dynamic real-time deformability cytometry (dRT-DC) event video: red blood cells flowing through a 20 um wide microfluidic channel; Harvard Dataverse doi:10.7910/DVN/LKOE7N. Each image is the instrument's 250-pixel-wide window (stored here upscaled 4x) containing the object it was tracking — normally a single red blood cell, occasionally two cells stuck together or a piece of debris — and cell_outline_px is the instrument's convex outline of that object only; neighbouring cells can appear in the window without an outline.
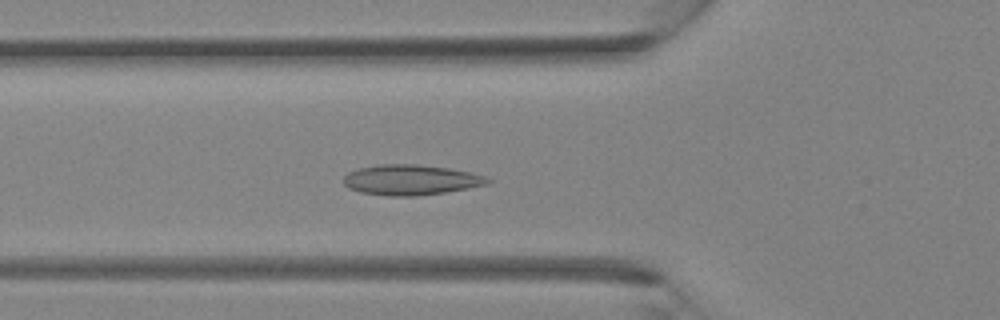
{"species": "Egyptian fruit bat (a non-hibernating species)", "species_latin": "Rousettus aegyptiacus", "temperature_condition": "room temperature", "stored_images_in_passage": 37, "camera_frame_rate_fps": 3000, "um_per_image_px": 0.085, "animal": {"sex": "female"}, "frame": {"image": 1, "passage_image": 13, "time_ms": 4.0, "image_size_px": [1000, 320], "cell_outline_px": [[492, 180], [488, 184], [468, 188], [444, 192], [416, 196], [388, 196], [360, 192], [348, 188], [344, 184], [344, 176], [348, 172], [360, 168], [380, 164], [416, 164], [448, 168], [472, 172], [484, 176]], "centroid_in_image_um": [34.91, 15.29], "position_along_channel_um": 90.9, "area_um2": 25.43}}
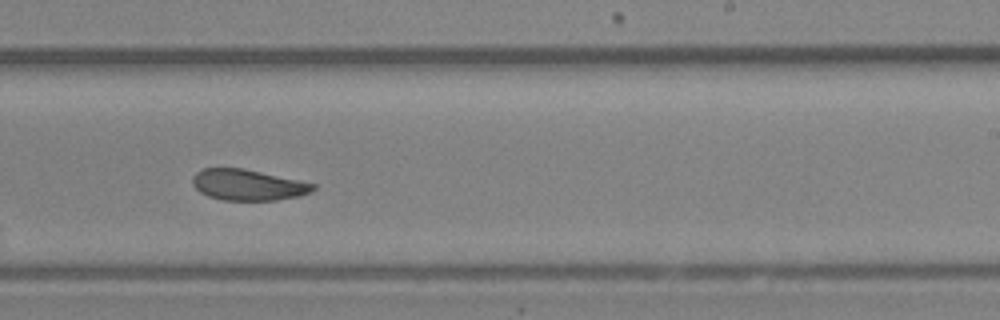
{"frame": {"image": 2, "passage_image": 23, "time_ms": 7.333, "image_size_px": [1000, 320], "cell_outline_px": [[316, 188], [312, 192], [300, 196], [276, 200], [224, 200], [208, 196], [200, 192], [192, 184], [192, 176], [200, 168], [244, 168], [316, 184]], "centroid_in_image_um": [21.07, 15.71], "position_along_channel_um": 267.9, "area_um2": 21.85}}
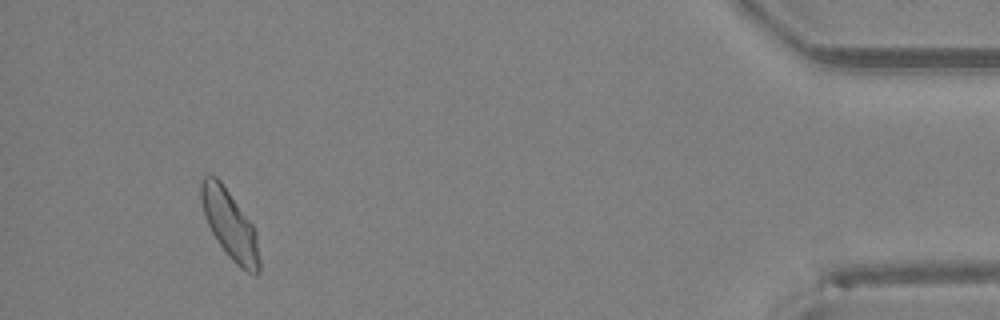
{"frame": {"image": 3, "passage_image": 35, "time_ms": 11.333, "image_size_px": [1000, 320], "cell_outline_px": [[260, 272], [256, 276], [248, 272], [236, 264], [228, 256], [216, 240], [204, 216], [200, 200], [200, 184], [204, 176], [216, 176], [220, 180], [252, 224], [256, 232], [260, 260]], "centroid_in_image_um": [19.53, 19.12], "position_along_channel_um": 415.7, "area_um2": 23.29}}